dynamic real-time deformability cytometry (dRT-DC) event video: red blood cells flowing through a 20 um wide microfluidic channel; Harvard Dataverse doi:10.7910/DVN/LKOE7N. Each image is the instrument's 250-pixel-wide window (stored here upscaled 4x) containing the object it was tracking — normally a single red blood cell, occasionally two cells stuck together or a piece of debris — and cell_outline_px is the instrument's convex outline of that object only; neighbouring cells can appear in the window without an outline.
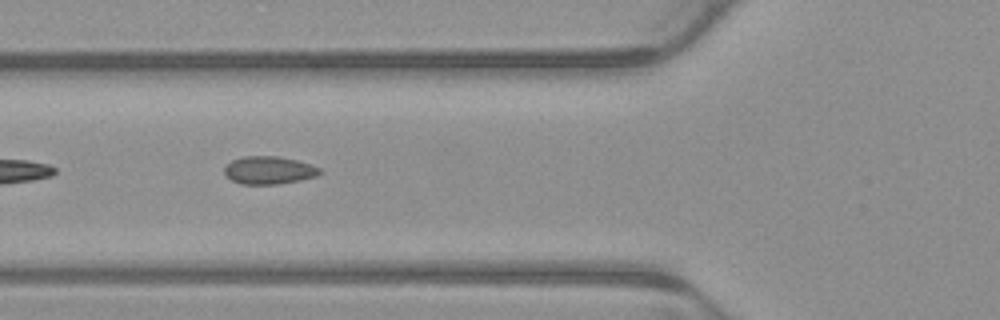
{"species": "common noctule bat (a hibernating species)", "species_latin": "Nyctalus noctula", "temperature_condition": "warm", "stored_images_in_passage": 10, "segment_of_instrument_passage": [1, 2], "camera_frame_rate_fps": 3000, "um_per_image_px": 0.085, "animal": {"sex": "male", "body_mass_g": 23.1, "forearm_length_mm": 52.7}, "frame": {"image": 1, "passage_image": 5, "time_ms": 1.333, "image_size_px": [1000, 320], "cell_outline_px": [[324, 172], [316, 176], [300, 180], [276, 184], [240, 184], [232, 180], [224, 172], [224, 168], [232, 160], [244, 156], [280, 156], [296, 160], [320, 168]], "centroid_in_image_um": [22.87, 14.47], "position_along_channel_um": 102.9, "area_um2": 15.37}}
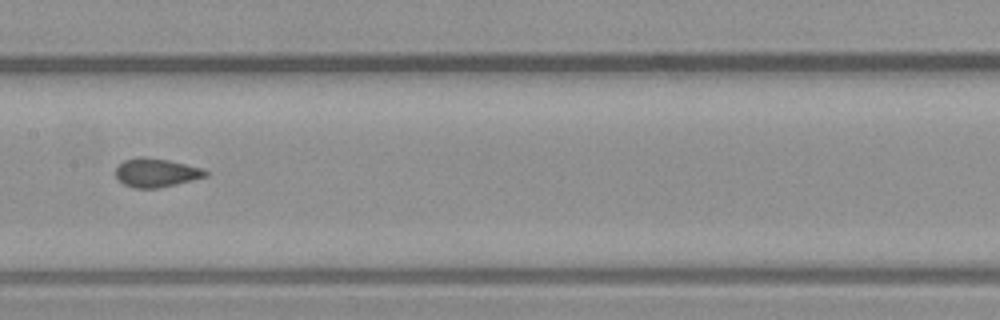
{"frame": {"image": 2, "passage_image": 7, "time_ms": 2.0, "image_size_px": [1000, 320], "cell_outline_px": [[208, 176], [176, 184], [156, 188], [136, 188], [124, 184], [116, 176], [116, 168], [124, 160], [140, 156], [144, 156], [168, 160], [200, 168], [208, 172]], "centroid_in_image_um": [13.26, 14.67], "position_along_channel_um": 194.1, "area_um2": 14.8}}
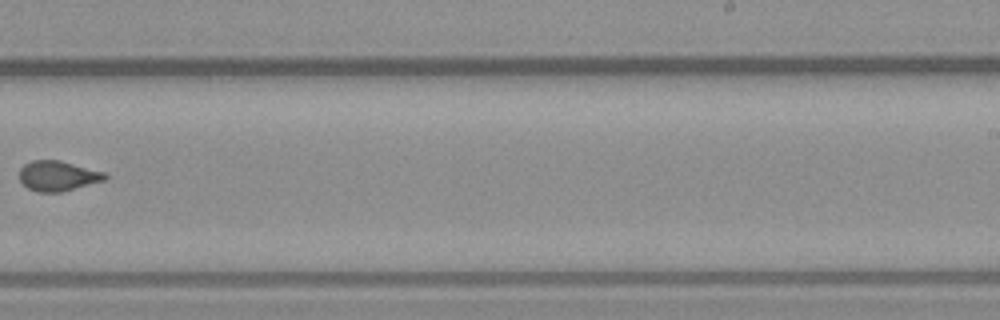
{"frame": {"image": 3, "passage_image": 9, "time_ms": 2.667, "image_size_px": [1000, 320], "cell_outline_px": [[108, 176], [104, 180], [60, 192], [36, 192], [28, 188], [20, 180], [20, 168], [24, 164], [32, 160], [60, 160], [104, 172]], "centroid_in_image_um": [4.89, 14.94], "position_along_channel_um": 284.1, "area_um2": 14.85}}